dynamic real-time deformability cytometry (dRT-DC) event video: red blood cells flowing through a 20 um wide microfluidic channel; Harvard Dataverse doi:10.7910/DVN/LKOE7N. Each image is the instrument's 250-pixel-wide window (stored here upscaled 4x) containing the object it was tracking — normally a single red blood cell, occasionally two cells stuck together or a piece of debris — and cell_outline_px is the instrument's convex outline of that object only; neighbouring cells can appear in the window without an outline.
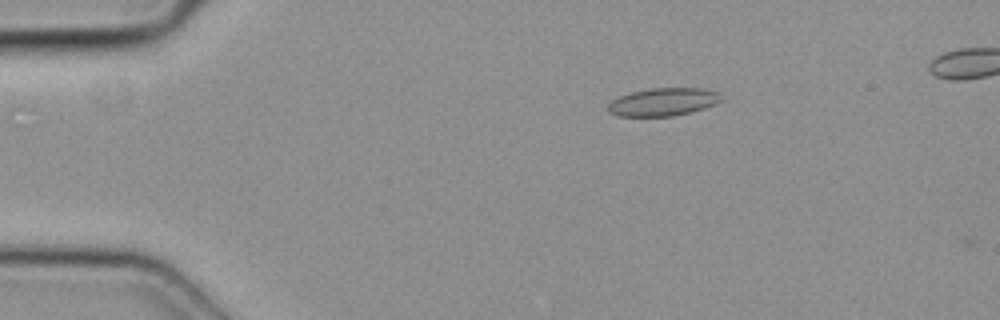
{"species": "common noctule bat (a hibernating species)", "species_latin": "Nyctalus noctula", "temperature_condition": "cold", "stored_images_in_passage": 4, "camera_frame_rate_fps": 3000, "um_per_image_px": 0.085, "animal": {"sex": "female", "body_mass_g": 19.3, "forearm_length_mm": 54.1}, "frame": {"image": 1, "passage_image": 2, "time_ms": 0.333, "image_size_px": [1000, 320], "cell_outline_px": [[724, 100], [716, 104], [692, 112], [672, 116], [616, 116], [608, 112], [608, 104], [612, 100], [620, 96], [632, 92], [652, 88], [700, 88], [720, 92]], "centroid_in_image_um": [56.41, 8.67], "position_along_channel_um": 28.6, "area_um2": 18.55}}